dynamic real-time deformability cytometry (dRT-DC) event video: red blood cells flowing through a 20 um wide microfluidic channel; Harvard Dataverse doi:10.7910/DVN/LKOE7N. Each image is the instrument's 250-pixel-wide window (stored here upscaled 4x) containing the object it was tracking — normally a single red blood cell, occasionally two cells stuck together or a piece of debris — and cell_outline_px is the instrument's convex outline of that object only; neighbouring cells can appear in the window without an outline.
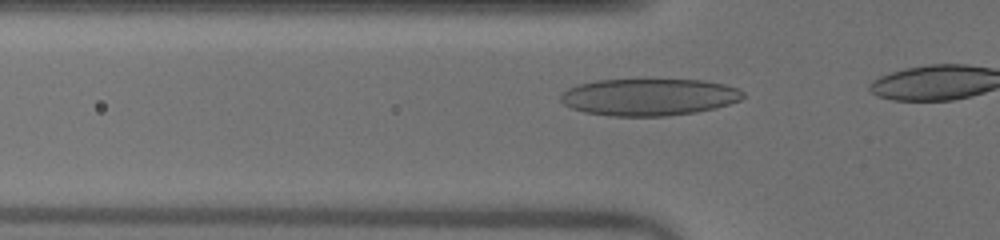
{"species": "human", "species_latin": "Homo sapiens", "temperature_condition": "warm", "stored_images_in_passage": 9, "camera_frame_rate_fps": 3000, "um_per_image_px": 0.085, "donor": {"sex": "male"}, "frame": {"image": 1, "passage_image": 6, "time_ms": 1.667, "image_size_px": [1000, 240], "cell_outline_px": [[744, 96], [740, 100], [716, 108], [696, 112], [664, 116], [612, 116], [584, 112], [572, 108], [564, 104], [560, 100], [560, 92], [576, 84], [596, 80], [704, 80], [724, 84], [736, 88], [744, 92]], "centroid_in_image_um": [55.13, 8.25], "position_along_channel_um": 70.7, "area_um2": 39.42}}